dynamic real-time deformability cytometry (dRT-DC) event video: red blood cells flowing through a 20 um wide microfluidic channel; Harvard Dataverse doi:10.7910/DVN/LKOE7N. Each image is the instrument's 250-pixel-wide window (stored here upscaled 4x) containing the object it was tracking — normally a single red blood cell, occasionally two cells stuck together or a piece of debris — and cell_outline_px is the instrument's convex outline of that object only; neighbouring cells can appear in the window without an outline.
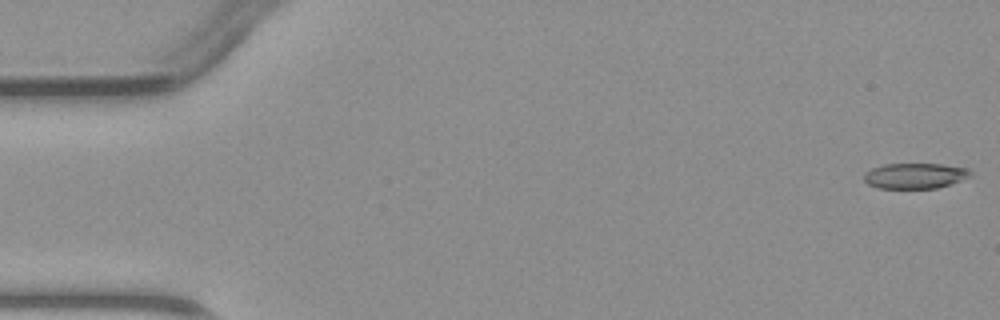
{"species": "common noctule bat (a hibernating species)", "species_latin": "Nyctalus noctula", "temperature_condition": "warm", "stored_images_in_passage": 5, "camera_frame_rate_fps": 3000, "um_per_image_px": 0.085, "animal": {"sex": "male", "body_mass_g": 23.1, "forearm_length_mm": 52.7}, "frame": {"image": 1, "passage_image": 1, "time_ms": 0.0, "image_size_px": [1000, 320], "cell_outline_px": [[972, 176], [936, 188], [880, 188], [868, 184], [864, 180], [864, 172], [872, 168], [884, 164], [940, 164], [968, 168], [972, 172]], "centroid_in_image_um": [77.76, 14.93], "position_along_channel_um": 7.2, "area_um2": 15.72}}
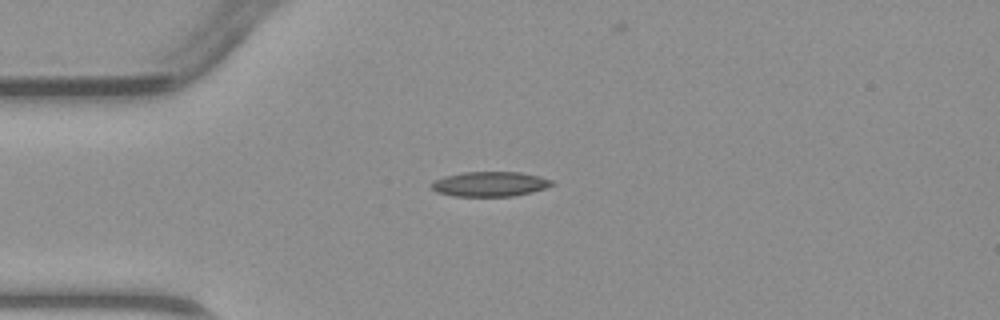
{"frame": {"image": 2, "passage_image": 4, "time_ms": 3.667, "image_size_px": [1000, 320], "cell_outline_px": [[556, 184], [532, 192], [512, 196], [452, 196], [436, 192], [428, 184], [432, 180], [444, 176], [464, 172], [520, 172], [540, 176], [552, 180]], "centroid_in_image_um": [41.6, 15.64], "position_along_channel_um": 43.4, "area_um2": 17.63}}